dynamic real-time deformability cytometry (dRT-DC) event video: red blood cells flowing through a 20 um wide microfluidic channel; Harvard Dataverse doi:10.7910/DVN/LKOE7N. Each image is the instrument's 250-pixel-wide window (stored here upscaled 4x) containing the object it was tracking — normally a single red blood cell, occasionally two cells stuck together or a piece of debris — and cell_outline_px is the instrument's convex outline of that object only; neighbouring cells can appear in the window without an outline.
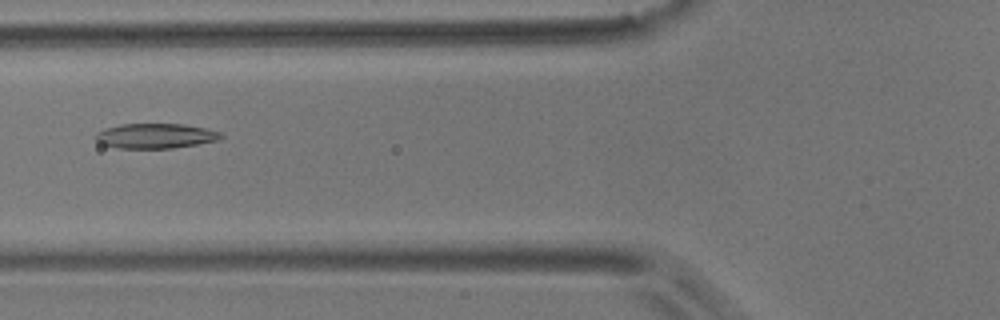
{"species": "common noctule bat (a hibernating species)", "species_latin": "Nyctalus noctula", "temperature_condition": "room temperature", "stored_images_in_passage": 14, "camera_frame_rate_fps": 3000, "um_per_image_px": 0.085, "animal": {"sex": "male", "body_mass_g": 17.9}, "frame": {"image": 1, "passage_image": 5, "time_ms": 1.333, "image_size_px": [1000, 320], "cell_outline_px": [[224, 136], [220, 140], [172, 148], [116, 148], [100, 144], [92, 136], [96, 132], [104, 128], [120, 124], [184, 124], [204, 128], [220, 132]], "centroid_in_image_um": [13.16, 11.55], "position_along_channel_um": 112.6, "area_um2": 18.38}}
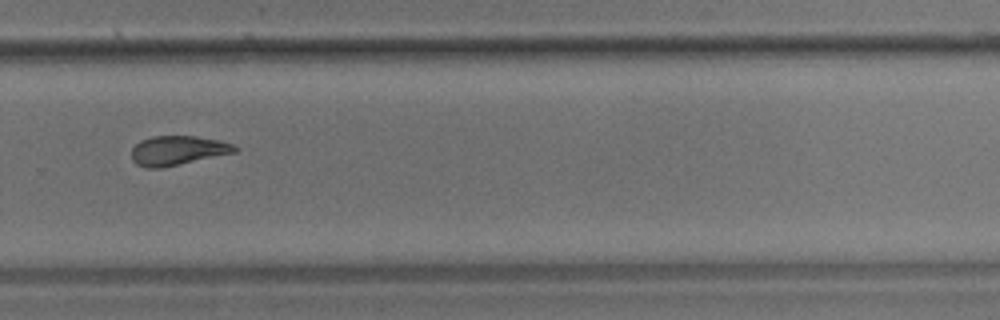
{"frame": {"image": 2, "passage_image": 10, "time_ms": 3.0, "image_size_px": [1000, 320], "cell_outline_px": [[240, 148], [236, 152], [160, 168], [148, 168], [136, 164], [132, 160], [132, 148], [140, 140], [152, 136], [196, 136], [220, 140], [232, 144]], "centroid_in_image_um": [15.1, 12.78], "position_along_channel_um": 314.7, "area_um2": 17.63}}
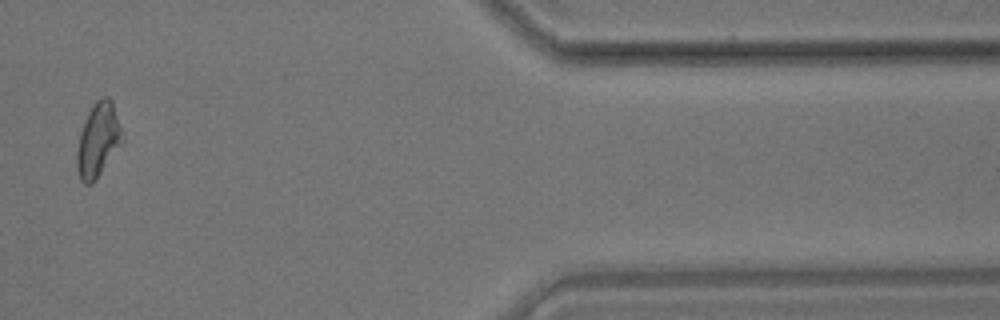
{"frame": {"image": 3, "passage_image": 12, "time_ms": 3.667, "image_size_px": [1000, 320], "cell_outline_px": [[124, 140], [96, 180], [92, 184], [84, 184], [80, 180], [76, 168], [76, 152], [80, 132], [84, 120], [88, 112], [96, 100], [100, 96], [108, 96], [112, 100]], "centroid_in_image_um": [8.32, 11.91], "position_along_channel_um": 403.1, "area_um2": 19.71}}